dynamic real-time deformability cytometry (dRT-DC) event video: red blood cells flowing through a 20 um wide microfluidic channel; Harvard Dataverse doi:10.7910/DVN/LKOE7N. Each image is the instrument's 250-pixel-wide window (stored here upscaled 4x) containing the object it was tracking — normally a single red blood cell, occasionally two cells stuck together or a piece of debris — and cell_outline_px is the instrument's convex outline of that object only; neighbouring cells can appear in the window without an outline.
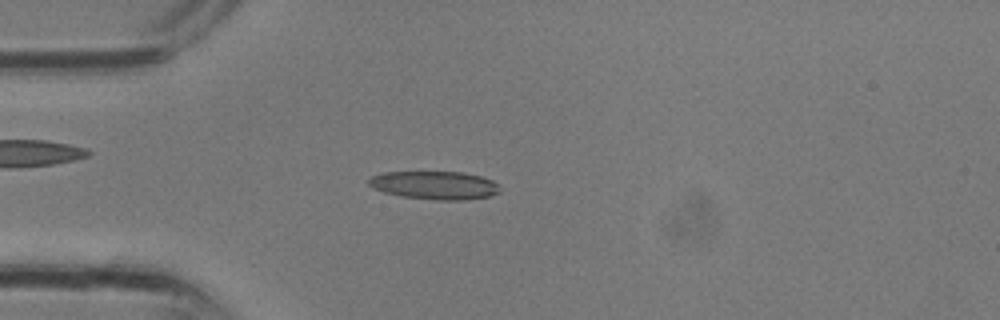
{"species": "common noctule bat (a hibernating species)", "species_latin": "Nyctalus noctula", "temperature_condition": "room temperature", "stored_images_in_passage": 11, "camera_frame_rate_fps": 3000, "um_per_image_px": 0.085, "animal": {"sex": "male", "body_mass_g": 13.3}, "frame": {"image": 1, "passage_image": 8, "time_ms": 2.333, "image_size_px": [1000, 320], "cell_outline_px": [[500, 192], [492, 196], [464, 200], [436, 200], [400, 196], [384, 192], [372, 188], [368, 184], [368, 180], [372, 176], [380, 172], [460, 172], [480, 176], [492, 180], [496, 184]], "centroid_in_image_um": [36.92, 15.75], "position_along_channel_um": 48.1, "area_um2": 21.62}}
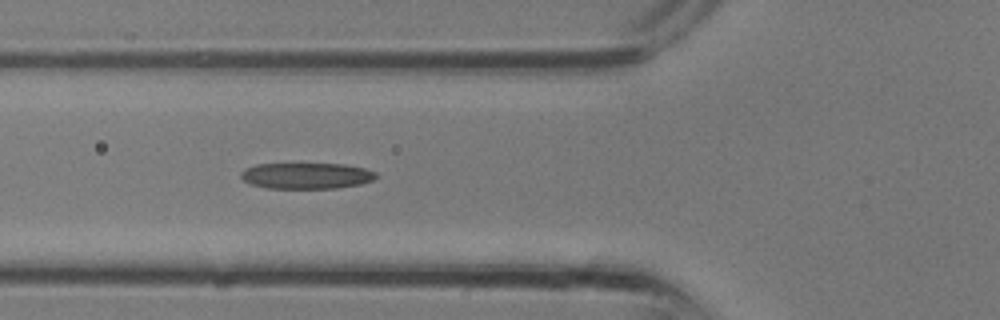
{"frame": {"image": 2, "passage_image": 11, "time_ms": 3.333, "image_size_px": [1000, 320], "cell_outline_px": [[376, 176], [372, 180], [360, 184], [336, 188], [268, 188], [252, 184], [244, 180], [240, 176], [240, 172], [244, 168], [256, 164], [344, 164], [364, 168], [376, 172]], "centroid_in_image_um": [26.02, 14.93], "position_along_channel_um": 99.8, "area_um2": 20.4}}